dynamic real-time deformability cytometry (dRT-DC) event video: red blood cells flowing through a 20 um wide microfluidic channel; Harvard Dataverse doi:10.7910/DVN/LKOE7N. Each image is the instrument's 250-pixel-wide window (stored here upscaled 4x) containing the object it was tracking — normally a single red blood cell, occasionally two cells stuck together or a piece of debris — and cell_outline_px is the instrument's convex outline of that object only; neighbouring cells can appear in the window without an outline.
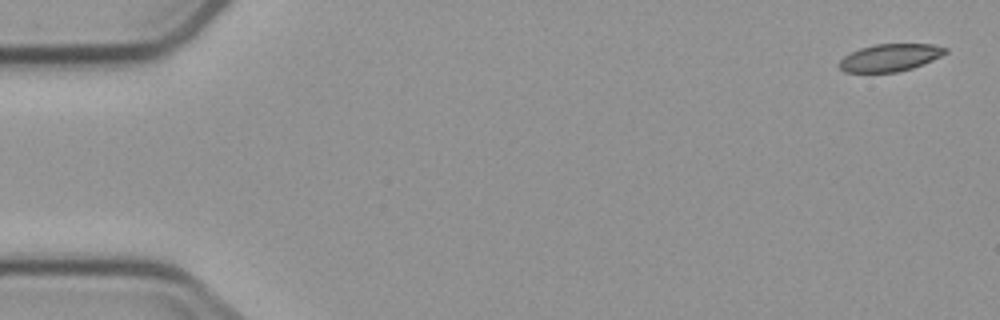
{"species": "common noctule bat (a hibernating species)", "species_latin": "Nyctalus noctula", "temperature_condition": "cold", "stored_images_in_passage": 4, "camera_frame_rate_fps": 3000, "um_per_image_px": 0.085, "animal": {"sex": "male", "body_mass_g": 23.1, "forearm_length_mm": 52.7}, "frame": {"image": 1, "passage_image": 1, "time_ms": 0.0, "image_size_px": [1000, 320], "cell_outline_px": [[948, 52], [924, 64], [912, 68], [896, 72], [844, 72], [836, 64], [844, 56], [860, 48], [876, 44], [932, 44], [948, 48]], "centroid_in_image_um": [75.65, 4.89], "position_along_channel_um": 9.4, "area_um2": 16.94}}
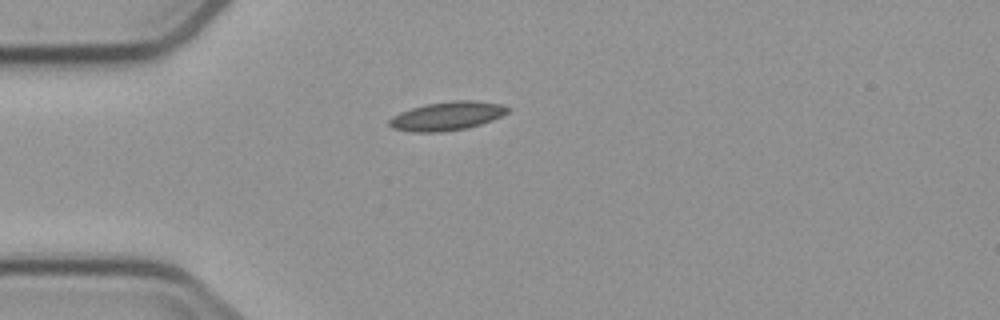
{"frame": {"image": 2, "passage_image": 4, "time_ms": 4.333, "image_size_px": [1000, 320], "cell_outline_px": [[512, 108], [508, 112], [492, 120], [468, 128], [440, 132], [412, 132], [392, 128], [388, 124], [388, 120], [392, 116], [400, 112], [412, 108], [428, 104], [452, 100], [476, 100], [504, 104]], "centroid_in_image_um": [38.02, 9.85], "position_along_channel_um": 47.0, "area_um2": 19.94}}